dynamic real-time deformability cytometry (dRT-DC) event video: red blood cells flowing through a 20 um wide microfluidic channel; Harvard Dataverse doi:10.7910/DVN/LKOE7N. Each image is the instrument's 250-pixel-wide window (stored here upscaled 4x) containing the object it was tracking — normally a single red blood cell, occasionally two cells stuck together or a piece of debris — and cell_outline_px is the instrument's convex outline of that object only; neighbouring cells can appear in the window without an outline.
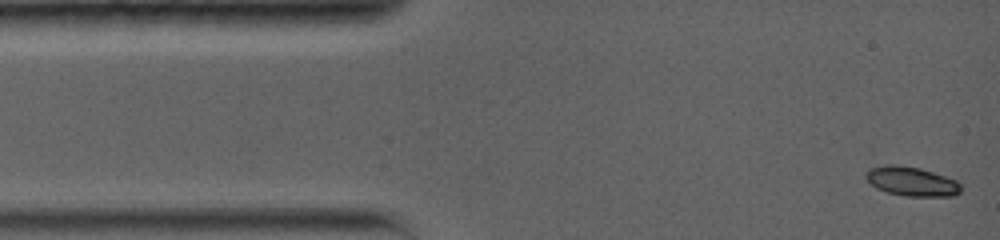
{"species": "common noctule bat (a hibernating species)", "species_latin": "Nyctalus noctula", "temperature_condition": "warm", "stored_images_in_passage": 46, "camera_frame_rate_fps": 5000, "um_per_image_px": 0.085, "animal": {"sex": "female", "body_mass_g": 19.0, "forearm_length_mm": 56.7}, "frame": {"image": 1, "passage_image": 1, "time_ms": 0.0, "image_size_px": [1000, 240], "cell_outline_px": [[960, 192], [952, 196], [904, 196], [888, 192], [876, 188], [864, 176], [864, 172], [868, 168], [888, 164], [892, 164], [920, 168], [956, 180], [960, 184]], "centroid_in_image_um": [77.44, 15.41], "position_along_channel_um": 7.6, "area_um2": 16.13}}
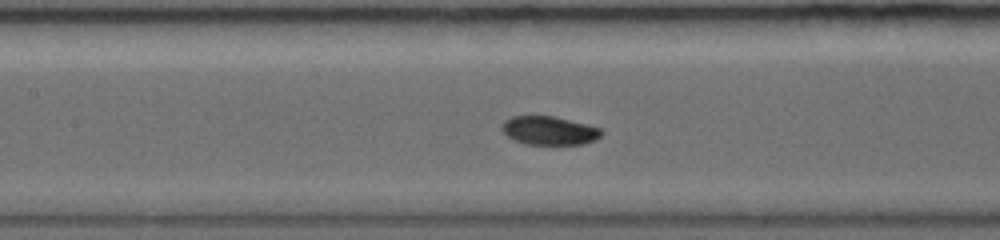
{"frame": {"image": 2, "passage_image": 20, "time_ms": 6.0, "image_size_px": [1000, 240], "cell_outline_px": [[604, 132], [596, 140], [584, 144], [524, 144], [512, 140], [500, 128], [504, 120], [512, 116], [552, 116], [600, 128]], "centroid_in_image_um": [46.65, 11.11], "position_along_channel_um": 160.7, "area_um2": 16.53}}
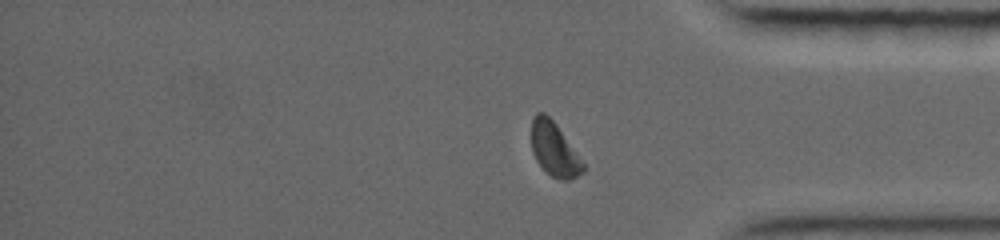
{"frame": {"image": 3, "passage_image": 40, "time_ms": 12.2, "image_size_px": [1000, 240], "cell_outline_px": [[584, 172], [568, 180], [560, 180], [552, 176], [536, 160], [532, 152], [532, 120], [536, 112], [544, 112], [556, 124], [584, 164]], "centroid_in_image_um": [47.1, 12.69], "position_along_channel_um": 388.1, "area_um2": 15.78}, "authors_computed_cell_mechanics": {"area_um2": 16.5019, "velocity_mm_per_s": 3.8045, "shape_relaxation_time_tau1_ms": 2.5853, "shape_relaxation_time_tau2_ms": 5.9679, "deformation_change_tau1": 0.1317, "deformation_change_tau2": 0.0639}}